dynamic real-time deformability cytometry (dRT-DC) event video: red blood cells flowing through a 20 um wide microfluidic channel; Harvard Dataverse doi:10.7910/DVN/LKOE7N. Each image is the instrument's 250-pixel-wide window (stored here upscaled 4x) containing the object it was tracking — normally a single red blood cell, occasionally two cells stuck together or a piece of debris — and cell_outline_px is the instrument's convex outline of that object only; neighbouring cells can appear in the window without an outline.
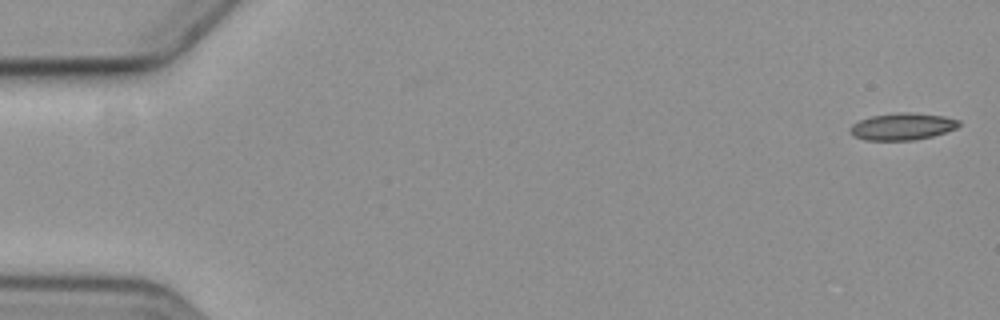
{"species": "common noctule bat (a hibernating species)", "species_latin": "Nyctalus noctula", "temperature_condition": "cold", "stored_images_in_passage": 2, "camera_frame_rate_fps": 3000, "um_per_image_px": 0.085, "animal": {"sex": "female", "body_mass_g": 19.3, "forearm_length_mm": 54.1}, "frame": {"image": 1, "passage_image": 2, "time_ms": 1.333, "image_size_px": [1000, 320], "cell_outline_px": [[960, 124], [956, 128], [932, 136], [916, 140], [864, 140], [852, 136], [848, 132], [848, 128], [852, 124], [860, 120], [872, 116], [904, 112], [944, 116], [960, 120]], "centroid_in_image_um": [76.65, 10.77], "position_along_channel_um": 8.3, "area_um2": 17.05}}